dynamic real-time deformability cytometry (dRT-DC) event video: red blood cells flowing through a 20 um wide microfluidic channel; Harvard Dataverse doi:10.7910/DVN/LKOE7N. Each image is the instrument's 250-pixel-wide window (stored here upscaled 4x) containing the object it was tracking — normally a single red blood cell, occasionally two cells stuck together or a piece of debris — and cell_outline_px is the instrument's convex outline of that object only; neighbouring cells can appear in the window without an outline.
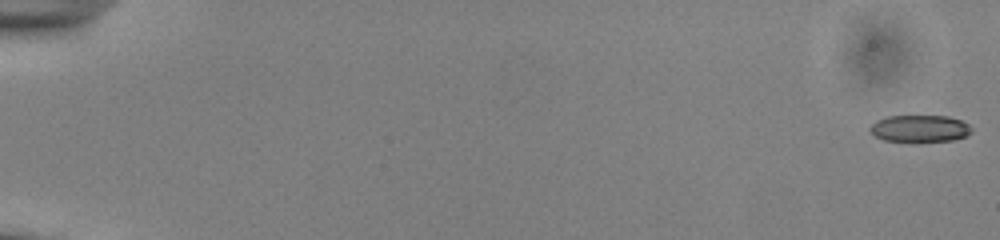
{"species": "common noctule bat (a hibernating species)", "species_latin": "Nyctalus noctula", "temperature_condition": "cold", "stored_images_in_passage": 55, "camera_frame_rate_fps": 3000, "um_per_image_px": 0.085, "animal": {"sex": "male", "body_mass_g": 13.0, "forearm_length_mm": 53.1}, "frame": {"image": 1, "passage_image": 1, "time_ms": 0.0, "image_size_px": [1000, 240], "cell_outline_px": [[972, 132], [968, 136], [952, 140], [884, 140], [876, 136], [868, 128], [876, 120], [888, 116], [948, 116], [960, 120], [968, 124], [972, 128]], "centroid_in_image_um": [78.21, 10.9], "position_along_channel_um": 6.8, "area_um2": 15.61}}
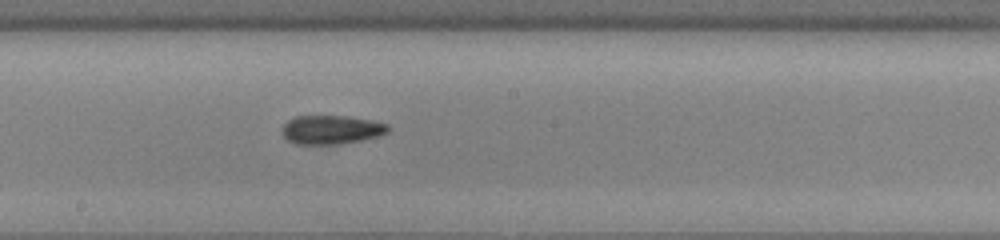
{"frame": {"image": 2, "passage_image": 32, "time_ms": 10.333, "image_size_px": [1000, 240], "cell_outline_px": [[392, 128], [388, 132], [380, 136], [360, 140], [332, 144], [296, 144], [288, 140], [280, 132], [284, 124], [288, 120], [296, 116], [348, 116], [372, 120], [388, 124]], "centroid_in_image_um": [28.18, 11.01], "position_along_channel_um": 220.0, "area_um2": 17.86}}
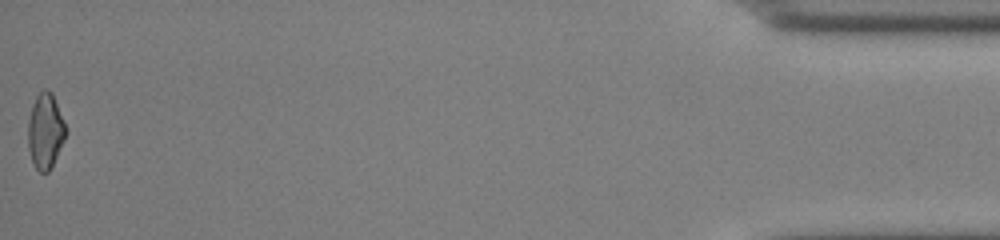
{"frame": {"image": 3, "passage_image": 55, "time_ms": 18.0, "image_size_px": [1000, 240], "cell_outline_px": [[68, 132], [48, 172], [40, 172], [36, 168], [32, 160], [28, 148], [28, 120], [32, 104], [36, 96], [44, 88], [52, 92]], "centroid_in_image_um": [3.85, 11.11], "position_along_channel_um": 431.4, "area_um2": 16.42}, "authors_computed_cell_mechanics": {"area_um2": 17.3978, "velocity_mm_per_s": 3.8915, "shape_relaxation_time_tau1_ms": null, "shape_relaxation_time_tau2_ms": 5.0788, "deformation_change_tau1": null, "deformation_change_tau2": 0.107}}